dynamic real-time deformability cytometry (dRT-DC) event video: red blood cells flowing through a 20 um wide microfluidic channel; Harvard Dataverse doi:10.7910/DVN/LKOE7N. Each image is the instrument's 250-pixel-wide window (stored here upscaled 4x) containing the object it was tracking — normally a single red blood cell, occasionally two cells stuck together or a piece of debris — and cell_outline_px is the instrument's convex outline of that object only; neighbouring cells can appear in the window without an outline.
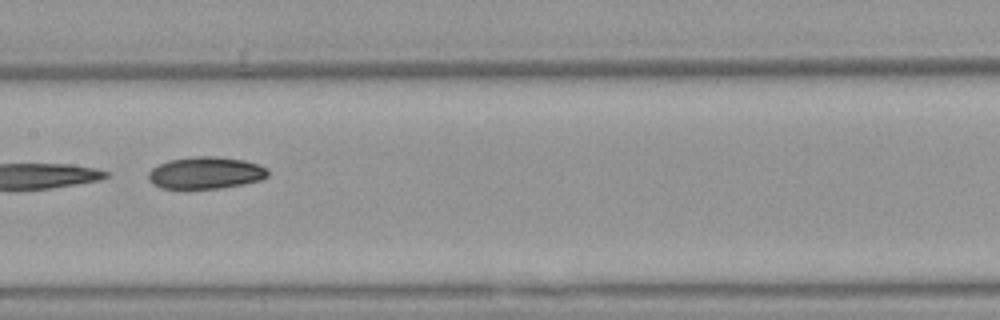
{"species": "Egyptian fruit bat (a non-hibernating species)", "species_latin": "Rousettus aegyptiacus", "temperature_condition": "warm", "stored_images_in_passage": 4, "camera_frame_rate_fps": 3000, "um_per_image_px": 0.085, "animal": {"sex": "female"}, "frame": {"image": 1, "passage_image": 4, "time_ms": 1.0, "image_size_px": [1000, 320], "cell_outline_px": [[268, 176], [260, 180], [244, 184], [220, 188], [188, 192], [184, 192], [160, 188], [152, 184], [148, 180], [148, 172], [152, 168], [168, 160], [196, 156], [216, 156], [244, 160], [260, 164], [268, 168]], "centroid_in_image_um": [17.43, 14.74], "position_along_channel_um": 190.0, "area_um2": 23.35}}